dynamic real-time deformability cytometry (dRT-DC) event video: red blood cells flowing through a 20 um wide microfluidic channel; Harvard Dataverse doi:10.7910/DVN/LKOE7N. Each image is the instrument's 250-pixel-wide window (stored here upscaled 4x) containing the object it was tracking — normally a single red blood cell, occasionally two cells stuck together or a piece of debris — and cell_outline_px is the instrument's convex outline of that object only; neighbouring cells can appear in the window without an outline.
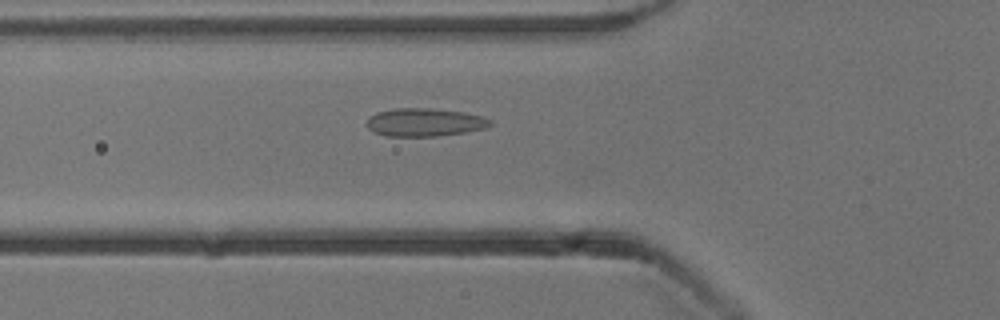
{"species": "common noctule bat (a hibernating species)", "species_latin": "Nyctalus noctula", "temperature_condition": "cold", "stored_images_in_passage": 53, "camera_frame_rate_fps": 3000, "um_per_image_px": 0.085, "animal": {"sex": "male", "body_mass_g": 13.3}, "frame": {"image": 1, "passage_image": 19, "time_ms": 6.0, "image_size_px": [1000, 320], "cell_outline_px": [[492, 124], [484, 128], [468, 132], [436, 136], [384, 136], [372, 132], [364, 124], [368, 116], [376, 112], [396, 108], [428, 108], [464, 112], [480, 116], [492, 120]], "centroid_in_image_um": [36.03, 10.4], "position_along_channel_um": 89.8, "area_um2": 20.46}}
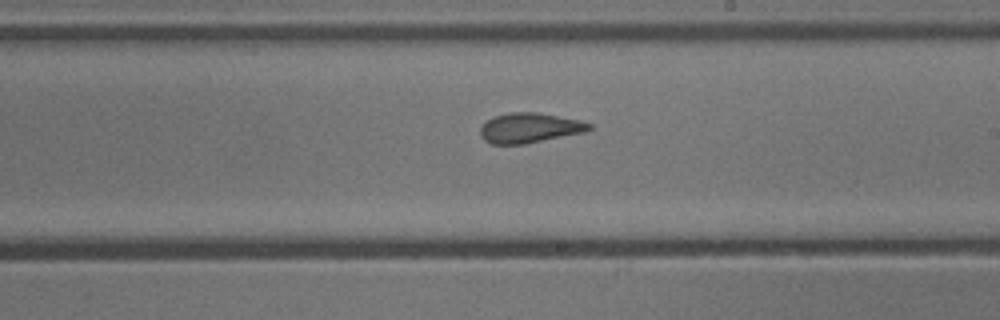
{"frame": {"image": 2, "passage_image": 31, "time_ms": 10.0, "image_size_px": [1000, 320], "cell_outline_px": [[592, 128], [588, 132], [524, 144], [492, 144], [484, 140], [480, 136], [480, 128], [488, 120], [496, 116], [508, 112], [536, 112], [580, 120], [592, 124]], "centroid_in_image_um": [45.05, 10.88], "position_along_channel_um": 244.0, "area_um2": 19.07}}
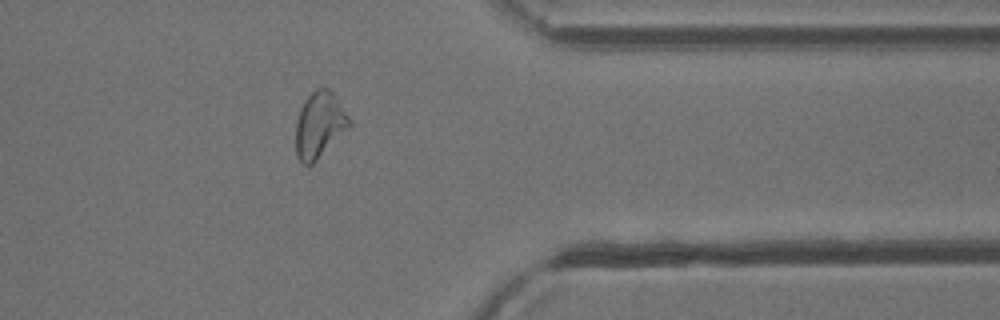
{"frame": {"image": 3, "passage_image": 43, "time_ms": 14.0, "image_size_px": [1000, 320], "cell_outline_px": [[352, 124], [312, 164], [304, 164], [296, 156], [296, 124], [300, 108], [304, 100], [316, 88], [328, 88], [336, 96], [348, 116]], "centroid_in_image_um": [27.14, 10.59], "position_along_channel_um": 384.3, "area_um2": 20.23}, "authors_computed_cell_mechanics": {"area_um2": 20.4612, "velocity_mm_per_s": 3.8445, "shape_relaxation_time_tau1_ms": null, "shape_relaxation_time_tau2_ms": 1.1921, "deformation_change_tau1": null, "deformation_change_tau2": 0.08}}